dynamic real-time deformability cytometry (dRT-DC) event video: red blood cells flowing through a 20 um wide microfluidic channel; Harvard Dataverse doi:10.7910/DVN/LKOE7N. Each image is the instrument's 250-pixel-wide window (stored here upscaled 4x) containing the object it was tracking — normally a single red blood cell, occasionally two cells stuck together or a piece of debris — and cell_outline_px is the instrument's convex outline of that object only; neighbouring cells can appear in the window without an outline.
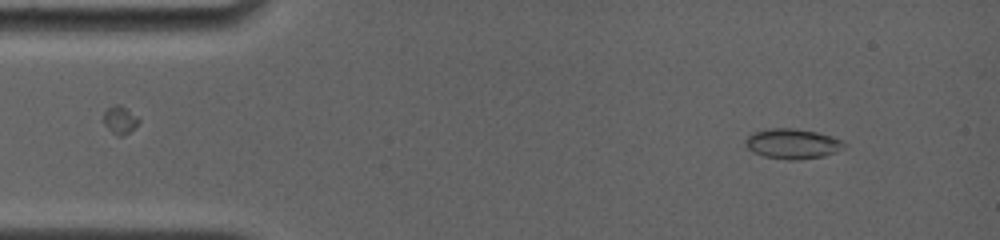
{"species": "common noctule bat (a hibernating species)", "species_latin": "Nyctalus noctula", "temperature_condition": "room temperature", "stored_images_in_passage": 4, "camera_frame_rate_fps": 4000, "um_per_image_px": 0.085, "animal": {"sex": "female", "body_mass_g": 19.0, "forearm_length_mm": 56.7}, "frame": {"image": 1, "passage_image": 1, "time_ms": 0.0, "image_size_px": [1000, 240], "cell_outline_px": [[848, 144], [844, 148], [836, 152], [824, 156], [800, 160], [788, 160], [764, 156], [752, 152], [744, 144], [744, 140], [752, 132], [768, 128], [792, 128], [816, 132], [832, 136], [844, 140]], "centroid_in_image_um": [67.38, 12.22], "position_along_channel_um": 17.6, "area_um2": 17.63}}